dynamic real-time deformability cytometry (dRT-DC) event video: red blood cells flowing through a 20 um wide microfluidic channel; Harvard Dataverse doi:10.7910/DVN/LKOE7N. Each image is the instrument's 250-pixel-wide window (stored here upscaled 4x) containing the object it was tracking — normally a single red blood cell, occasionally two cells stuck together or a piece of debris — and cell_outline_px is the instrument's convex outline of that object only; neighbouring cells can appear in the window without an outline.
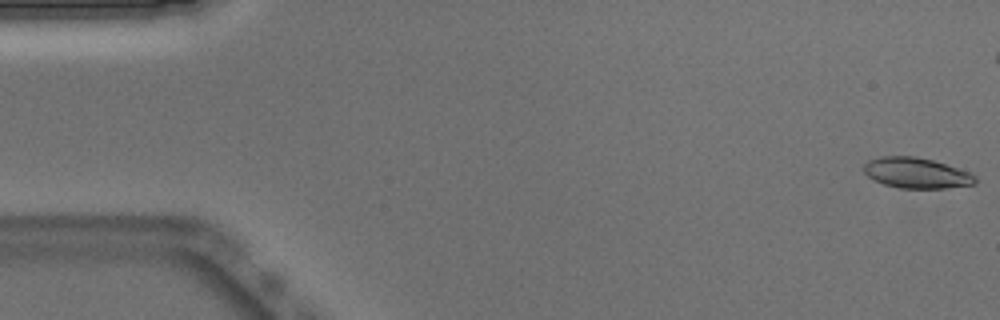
{"species": "Egyptian fruit bat (a non-hibernating species)", "species_latin": "Rousettus aegyptiacus", "temperature_condition": "warm", "stored_images_in_passage": 52, "camera_frame_rate_fps": 3000, "um_per_image_px": 0.085, "animal": {"sex": "male"}, "frame": {"image": 1, "passage_image": 1, "time_ms": 0.0, "image_size_px": [1000, 320], "cell_outline_px": [[976, 184], [944, 188], [900, 188], [884, 184], [868, 176], [864, 172], [864, 164], [868, 160], [880, 156], [916, 156], [932, 160], [968, 172], [976, 176]], "centroid_in_image_um": [77.87, 14.7], "position_along_channel_um": 7.1, "area_um2": 19.65}}
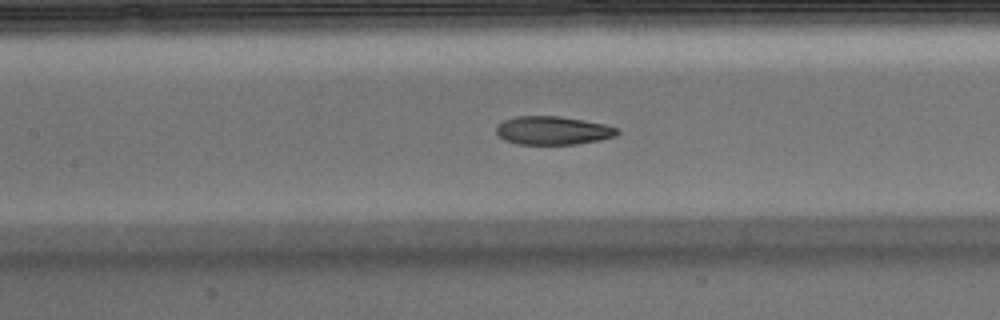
{"frame": {"image": 2, "passage_image": 23, "time_ms": 7.333, "image_size_px": [1000, 320], "cell_outline_px": [[620, 132], [616, 136], [600, 140], [576, 144], [516, 144], [504, 140], [496, 132], [496, 124], [504, 120], [516, 116], [556, 116], [584, 120], [604, 124], [620, 128]], "centroid_in_image_um": [47.0, 11.09], "position_along_channel_um": 160.4, "area_um2": 20.17}}
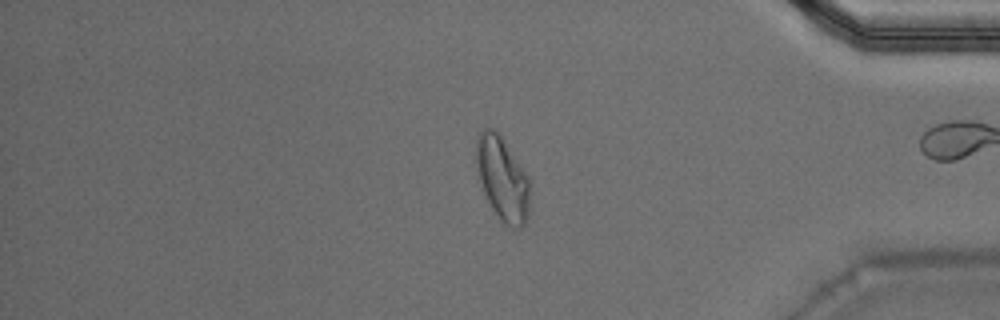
{"frame": {"image": 3, "passage_image": 43, "time_ms": 14.0, "image_size_px": [1000, 320], "cell_outline_px": [[528, 216], [524, 224], [520, 228], [512, 228], [504, 224], [500, 220], [492, 208], [484, 192], [480, 180], [476, 164], [476, 140], [480, 132], [484, 128], [492, 128], [500, 136], [528, 176]], "centroid_in_image_um": [42.69, 15.21], "position_along_channel_um": 392.5, "area_um2": 25.55}, "authors_computed_cell_mechanics": {"area_um2": 20.9814, "velocity_mm_per_s": 3.9051, "shape_relaxation_time_tau1_ms": 7.783, "shape_relaxation_time_tau2_ms": 2.2465, "deformation_change_tau1": 0.2408, "deformation_change_tau2": 0.0931}}